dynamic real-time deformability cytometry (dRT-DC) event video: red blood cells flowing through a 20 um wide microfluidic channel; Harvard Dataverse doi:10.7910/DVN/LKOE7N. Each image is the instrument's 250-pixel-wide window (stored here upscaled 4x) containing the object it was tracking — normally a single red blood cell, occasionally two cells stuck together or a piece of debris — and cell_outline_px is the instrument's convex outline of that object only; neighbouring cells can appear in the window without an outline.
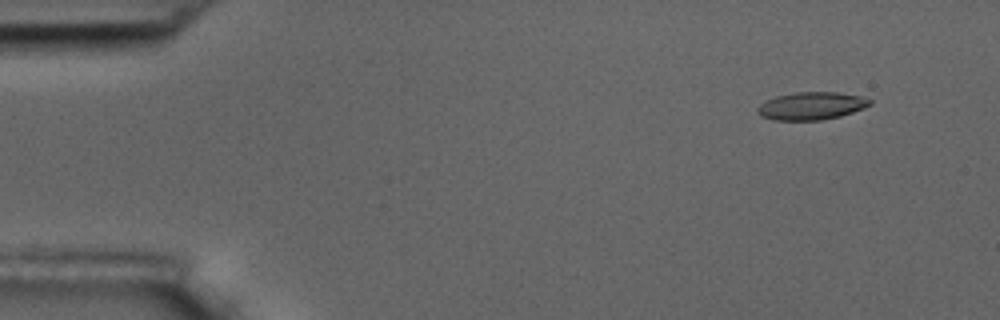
{"species": "common noctule bat (a hibernating species)", "species_latin": "Nyctalus noctula", "temperature_condition": "room temperature", "stored_images_in_passage": 5, "camera_frame_rate_fps": 3000, "um_per_image_px": 0.085, "animal": {"sex": "male", "body_mass_g": 17.5, "forearm_length_mm": 52.3}, "frame": {"image": 1, "passage_image": 2, "time_ms": 1.0, "image_size_px": [1000, 320], "cell_outline_px": [[872, 104], [864, 108], [840, 116], [820, 120], [772, 120], [760, 116], [756, 112], [756, 108], [760, 104], [776, 96], [796, 92], [836, 92], [860, 96], [872, 100]], "centroid_in_image_um": [68.95, 9.0], "position_along_channel_um": 16.1, "area_um2": 18.15}}
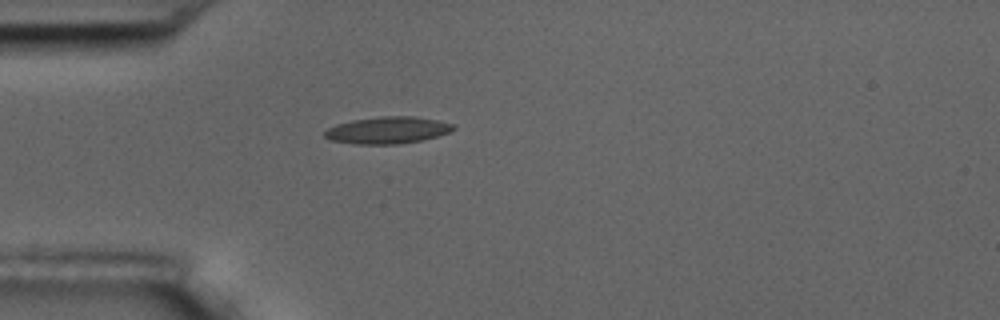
{"frame": {"image": 2, "passage_image": 5, "time_ms": 4.667, "image_size_px": [1000, 320], "cell_outline_px": [[456, 128], [448, 132], [436, 136], [420, 140], [396, 144], [356, 144], [332, 140], [324, 136], [324, 132], [328, 128], [336, 124], [352, 120], [380, 116], [412, 116], [436, 120], [452, 124]], "centroid_in_image_um": [32.9, 11.06], "position_along_channel_um": 52.1, "area_um2": 19.88}}